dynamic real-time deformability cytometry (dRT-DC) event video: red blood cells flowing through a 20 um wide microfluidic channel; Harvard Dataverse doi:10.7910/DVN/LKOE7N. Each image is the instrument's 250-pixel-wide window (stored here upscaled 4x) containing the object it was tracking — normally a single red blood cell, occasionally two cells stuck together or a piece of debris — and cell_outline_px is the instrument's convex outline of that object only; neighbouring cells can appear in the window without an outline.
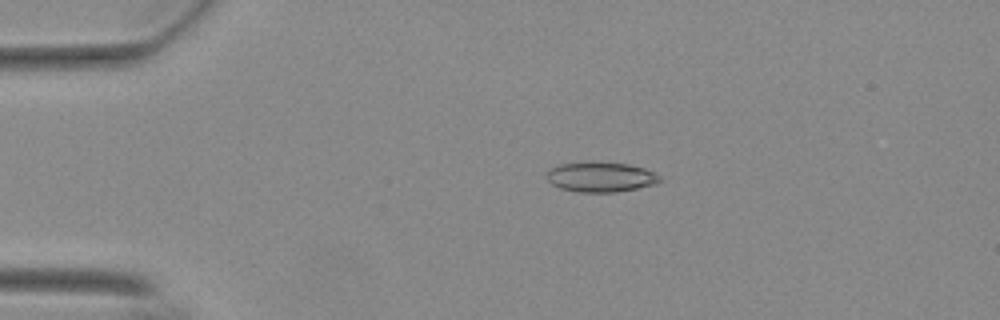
{"species": "Egyptian fruit bat (a non-hibernating species)", "species_latin": "Rousettus aegyptiacus", "temperature_condition": "warm", "stored_images_in_passage": 56, "camera_frame_rate_fps": 3000, "um_per_image_px": 0.085, "animal": {"sex": "female"}, "frame": {"image": 1, "passage_image": 12, "time_ms": 3.667, "image_size_px": [1000, 320], "cell_outline_px": [[664, 180], [656, 184], [616, 192], [580, 192], [560, 188], [552, 184], [548, 180], [548, 168], [560, 164], [584, 160], [592, 160], [628, 164], [644, 168], [656, 172]], "centroid_in_image_um": [51.08, 15.01], "position_along_channel_um": 33.9, "area_um2": 20.29}}
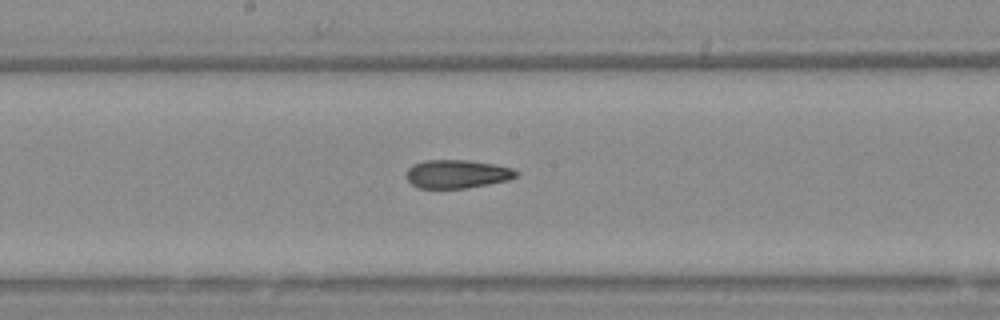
{"frame": {"image": 2, "passage_image": 30, "time_ms": 9.667, "image_size_px": [1000, 320], "cell_outline_px": [[520, 172], [516, 176], [508, 180], [468, 188], [420, 188], [412, 184], [408, 180], [408, 168], [412, 164], [424, 160], [468, 160], [492, 164], [512, 168]], "centroid_in_image_um": [38.86, 14.78], "position_along_channel_um": 209.3, "area_um2": 18.09}}
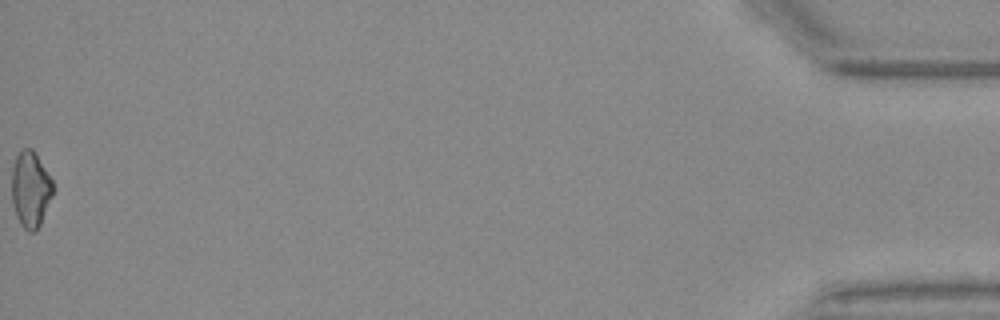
{"frame": {"image": 3, "passage_image": 56, "time_ms": 18.333, "image_size_px": [1000, 320], "cell_outline_px": [[52, 196], [40, 224], [32, 232], [28, 232], [20, 224], [16, 216], [12, 204], [12, 168], [16, 156], [24, 148], [32, 148], [36, 152], [52, 180]], "centroid_in_image_um": [2.58, 16.07], "position_along_channel_um": 432.6, "area_um2": 18.15}, "authors_computed_cell_mechanics": {"area_um2": 18.785, "velocity_mm_per_s": 3.7255, "shape_relaxation_time_tau1_ms": null, "shape_relaxation_time_tau2_ms": 2.9549, "deformation_change_tau1": null, "deformation_change_tau2": 0.0993}}